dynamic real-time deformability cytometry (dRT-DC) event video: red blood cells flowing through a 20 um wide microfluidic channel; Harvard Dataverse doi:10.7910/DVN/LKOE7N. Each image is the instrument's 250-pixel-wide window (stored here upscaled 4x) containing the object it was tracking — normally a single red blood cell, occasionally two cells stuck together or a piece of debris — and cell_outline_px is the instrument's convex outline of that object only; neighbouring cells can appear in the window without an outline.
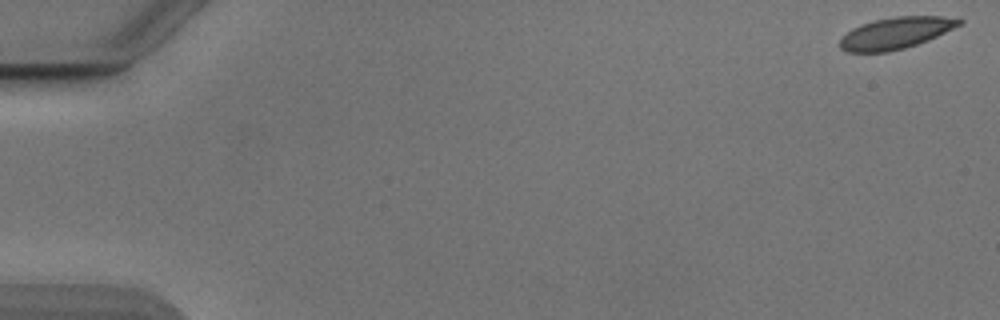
{"species": "Egyptian fruit bat (a non-hibernating species)", "species_latin": "Rousettus aegyptiacus", "temperature_condition": "cold", "stored_images_in_passage": 12, "camera_frame_rate_fps": 3000, "um_per_image_px": 0.085, "animal": {"sex": "male"}, "frame": {"image": 1, "passage_image": 1, "time_ms": 0.0, "image_size_px": [1000, 320], "cell_outline_px": [[964, 20], [960, 24], [928, 40], [904, 48], [888, 52], [848, 52], [840, 48], [840, 40], [852, 28], [860, 24], [872, 20], [896, 16], [944, 16]], "centroid_in_image_um": [76.1, 2.8], "position_along_channel_um": 8.9, "area_um2": 21.73}}